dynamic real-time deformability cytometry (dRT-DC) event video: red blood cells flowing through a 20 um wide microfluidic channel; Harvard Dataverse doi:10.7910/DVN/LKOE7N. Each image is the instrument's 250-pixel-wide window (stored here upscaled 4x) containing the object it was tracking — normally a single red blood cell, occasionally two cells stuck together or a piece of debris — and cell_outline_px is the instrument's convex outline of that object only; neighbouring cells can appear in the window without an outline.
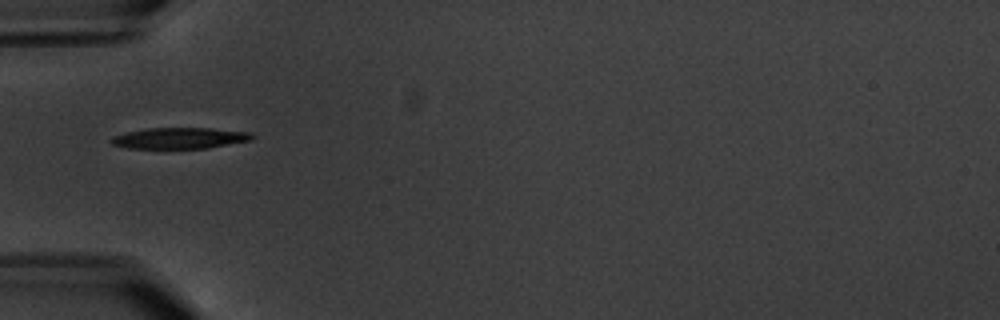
{"species": "common noctule bat (a hibernating species)", "species_latin": "Nyctalus noctula", "temperature_condition": "warm", "stored_images_in_passage": 2, "camera_frame_rate_fps": 3000, "um_per_image_px": 0.085, "animal": {"sex": "male", "body_mass_g": 20.1, "forearm_length_mm": 53.5}, "frame": {"image": 1, "passage_image": 2, "time_ms": 1.333, "image_size_px": [1000, 320], "cell_outline_px": [[256, 136], [252, 140], [204, 148], [128, 148], [112, 144], [108, 140], [112, 136], [128, 132], [148, 128], [212, 128], [252, 132]], "centroid_in_image_um": [15.3, 11.73], "position_along_channel_um": 69.7, "area_um2": 17.28}}